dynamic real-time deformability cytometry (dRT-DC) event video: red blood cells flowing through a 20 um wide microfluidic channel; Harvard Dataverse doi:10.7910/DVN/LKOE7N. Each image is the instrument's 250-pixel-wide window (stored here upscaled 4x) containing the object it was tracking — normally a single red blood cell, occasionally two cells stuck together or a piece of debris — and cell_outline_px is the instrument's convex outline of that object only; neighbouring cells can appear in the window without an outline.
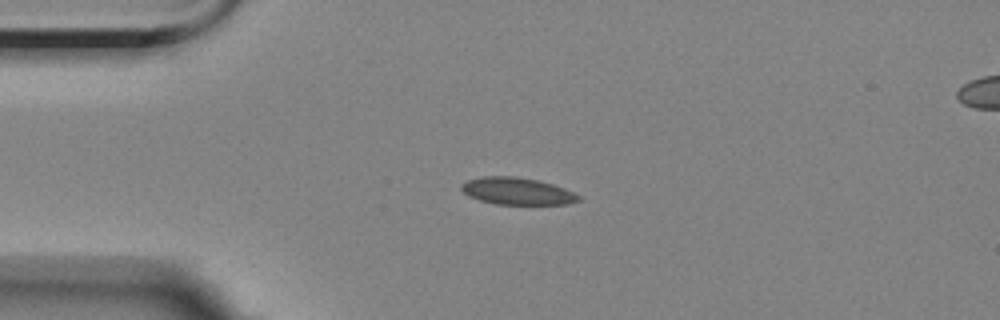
{"species": "Egyptian fruit bat (a non-hibernating species)", "species_latin": "Rousettus aegyptiacus", "temperature_condition": "room temperature", "stored_images_in_passage": 9, "camera_frame_rate_fps": 3000, "um_per_image_px": 0.085, "animal": {"sex": "female"}, "frame": {"image": 1, "passage_image": 3, "time_ms": 2.0, "image_size_px": [1000, 320], "cell_outline_px": [[580, 200], [568, 204], [496, 204], [480, 200], [468, 196], [460, 188], [460, 184], [468, 180], [480, 176], [516, 176], [540, 180], [564, 188], [580, 196]], "centroid_in_image_um": [43.93, 16.23], "position_along_channel_um": 41.1, "area_um2": 18.55}}
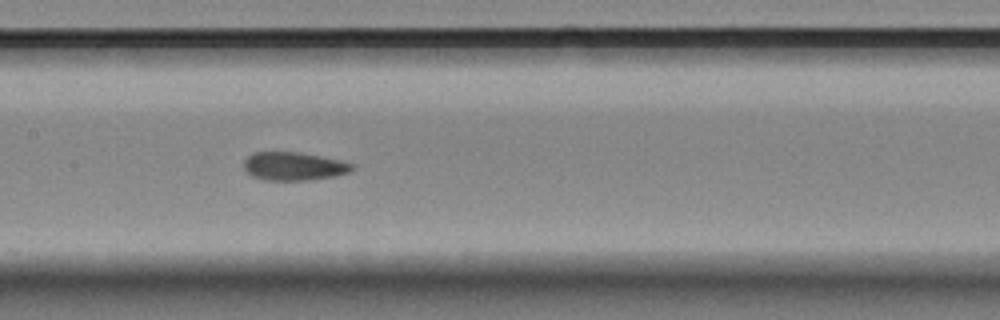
{"frame": {"image": 2, "passage_image": 7, "time_ms": 6.667, "image_size_px": [1000, 320], "cell_outline_px": [[356, 168], [348, 172], [336, 176], [312, 180], [264, 180], [252, 176], [244, 168], [244, 160], [248, 156], [256, 152], [300, 152], [340, 160], [356, 164]], "centroid_in_image_um": [25.02, 14.13], "position_along_channel_um": 182.4, "area_um2": 17.98}}
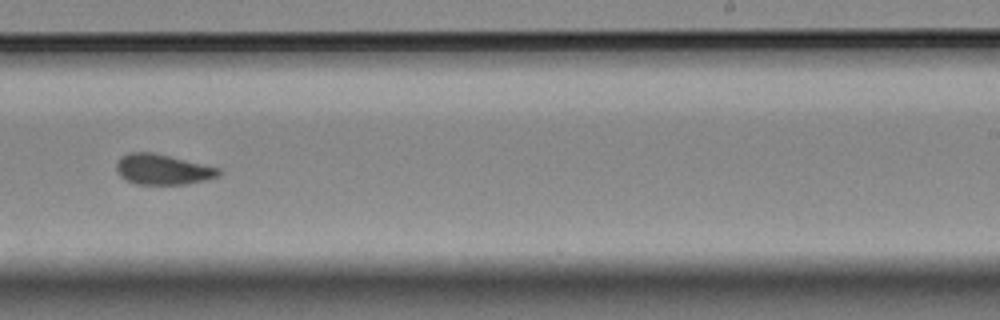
{"frame": {"image": 3, "passage_image": 9, "time_ms": 9.333, "image_size_px": [1000, 320], "cell_outline_px": [[220, 176], [188, 184], [136, 184], [120, 176], [116, 172], [116, 164], [120, 156], [128, 152], [152, 152], [220, 168]], "centroid_in_image_um": [13.8, 14.4], "position_along_channel_um": 275.2, "area_um2": 18.09}}